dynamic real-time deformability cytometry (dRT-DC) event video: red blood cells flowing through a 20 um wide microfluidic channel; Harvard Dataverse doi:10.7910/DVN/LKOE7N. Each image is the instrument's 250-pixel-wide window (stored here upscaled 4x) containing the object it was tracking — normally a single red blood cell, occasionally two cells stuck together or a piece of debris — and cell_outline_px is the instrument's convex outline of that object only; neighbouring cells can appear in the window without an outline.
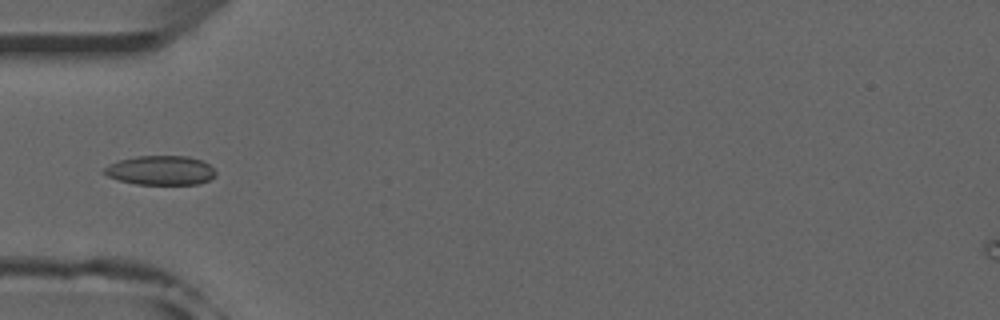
{"species": "common noctule bat (a hibernating species)", "species_latin": "Nyctalus noctula", "temperature_condition": "room temperature", "stored_images_in_passage": 36, "camera_frame_rate_fps": 3000, "um_per_image_px": 0.085, "animal": {"sex": "male", "forearm_length_mm": 52.5}, "frame": {"image": 1, "passage_image": 1, "time_ms": 0.0, "image_size_px": [1000, 320], "cell_outline_px": [[216, 176], [208, 180], [196, 184], [136, 184], [120, 180], [108, 176], [100, 172], [104, 168], [120, 160], [136, 156], [188, 156], [200, 160], [208, 164], [216, 172]], "centroid_in_image_um": [13.65, 14.48], "position_along_channel_um": 71.3, "area_um2": 18.84}}
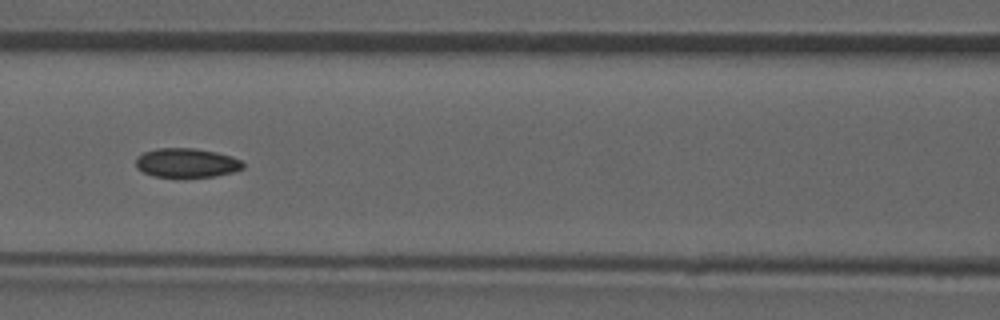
{"frame": {"image": 2, "passage_image": 7, "time_ms": 2.0, "image_size_px": [1000, 320], "cell_outline_px": [[244, 168], [232, 172], [216, 176], [152, 176], [136, 168], [136, 156], [144, 152], [156, 148], [196, 148], [216, 152], [232, 156], [240, 160], [244, 164]], "centroid_in_image_um": [15.85, 13.82], "position_along_channel_um": 150.8, "area_um2": 18.15}}
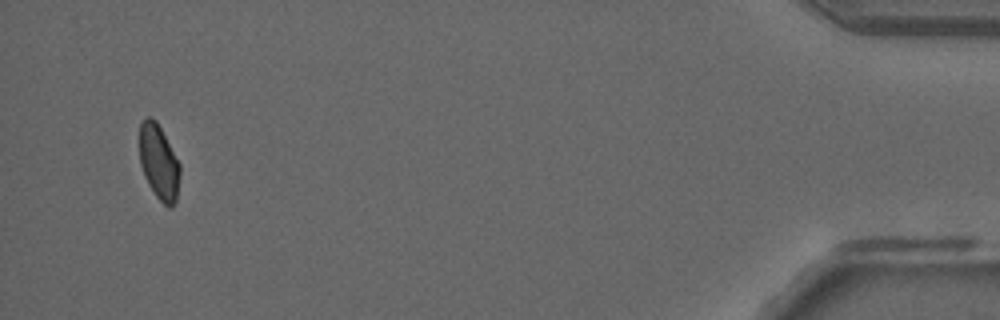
{"frame": {"image": 3, "passage_image": 34, "time_ms": 11.0, "image_size_px": [1000, 320], "cell_outline_px": [[180, 172], [176, 200], [172, 208], [168, 208], [156, 196], [148, 184], [144, 176], [140, 164], [140, 124], [148, 116], [152, 116], [156, 120], [180, 164]], "centroid_in_image_um": [13.5, 13.8], "position_along_channel_um": 421.7, "area_um2": 17.57}, "authors_computed_cell_mechanics": {"area_um2": 18.4093, "velocity_mm_per_s": 3.9315, "shape_relaxation_time_tau1_ms": null, "shape_relaxation_time_tau2_ms": 3.6712, "deformation_change_tau1": null, "deformation_change_tau2": 0.0866}}